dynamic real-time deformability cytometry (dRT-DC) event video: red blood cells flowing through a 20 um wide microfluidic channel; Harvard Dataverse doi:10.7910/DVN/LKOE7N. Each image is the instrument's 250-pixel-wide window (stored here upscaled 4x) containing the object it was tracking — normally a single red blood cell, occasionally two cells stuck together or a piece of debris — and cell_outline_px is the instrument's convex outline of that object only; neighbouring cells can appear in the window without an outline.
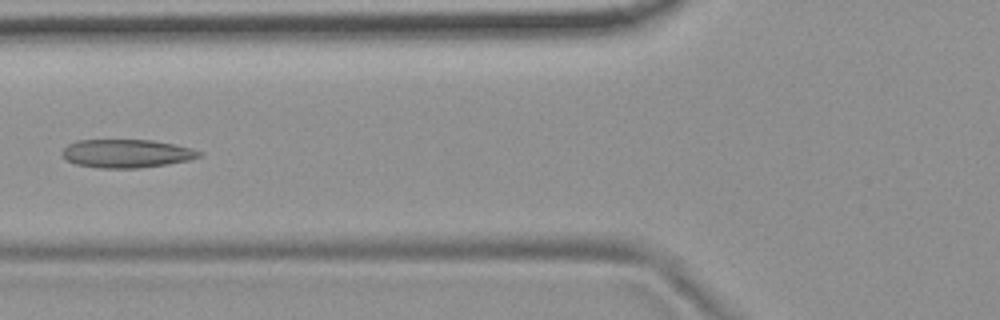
{"species": "common noctule bat (a hibernating species)", "species_latin": "Nyctalus noctula", "temperature_condition": "room temperature", "stored_images_in_passage": 6, "camera_frame_rate_fps": 3000, "um_per_image_px": 0.085, "animal": {"sex": "female", "body_mass_g": 19.9}, "frame": {"image": 1, "passage_image": 6, "time_ms": 1.667, "image_size_px": [1000, 320], "cell_outline_px": [[204, 152], [200, 156], [188, 160], [140, 168], [100, 168], [76, 164], [64, 160], [60, 152], [68, 144], [76, 140], [152, 140], [176, 144], [192, 148]], "centroid_in_image_um": [10.73, 13.04], "position_along_channel_um": 115.1, "area_um2": 22.77}}